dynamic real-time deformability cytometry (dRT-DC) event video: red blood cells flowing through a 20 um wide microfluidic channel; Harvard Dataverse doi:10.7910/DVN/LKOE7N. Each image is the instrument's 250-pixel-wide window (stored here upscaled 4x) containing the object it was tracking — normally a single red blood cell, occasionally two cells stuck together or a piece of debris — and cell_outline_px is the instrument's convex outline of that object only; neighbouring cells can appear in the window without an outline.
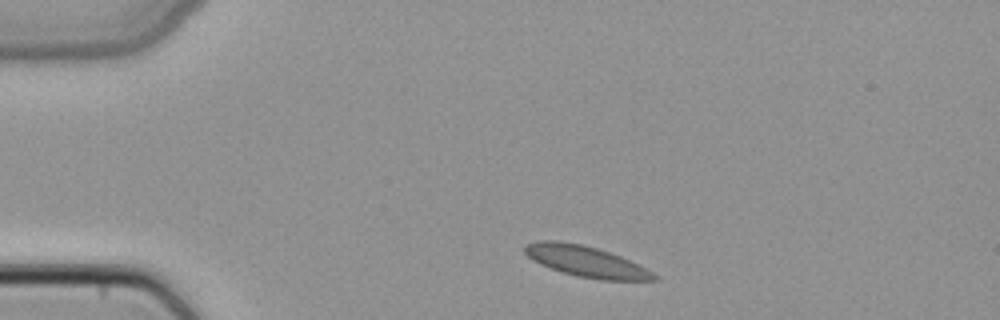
{"species": "common noctule bat (a hibernating species)", "species_latin": "Nyctalus noctula", "temperature_condition": "cold", "stored_images_in_passage": 2, "camera_frame_rate_fps": 3000, "um_per_image_px": 0.085, "animal": {"sex": "female", "body_mass_g": 22.7, "forearm_length_mm": 54.2}, "frame": {"image": 1, "passage_image": 1, "time_ms": 0.0, "image_size_px": [1000, 320], "cell_outline_px": [[660, 280], [600, 280], [580, 276], [564, 272], [540, 264], [532, 260], [524, 252], [524, 244], [540, 240], [560, 240], [580, 244], [596, 248], [620, 256], [652, 272]], "centroid_in_image_um": [49.76, 22.2], "position_along_channel_um": 35.2, "area_um2": 22.89}}